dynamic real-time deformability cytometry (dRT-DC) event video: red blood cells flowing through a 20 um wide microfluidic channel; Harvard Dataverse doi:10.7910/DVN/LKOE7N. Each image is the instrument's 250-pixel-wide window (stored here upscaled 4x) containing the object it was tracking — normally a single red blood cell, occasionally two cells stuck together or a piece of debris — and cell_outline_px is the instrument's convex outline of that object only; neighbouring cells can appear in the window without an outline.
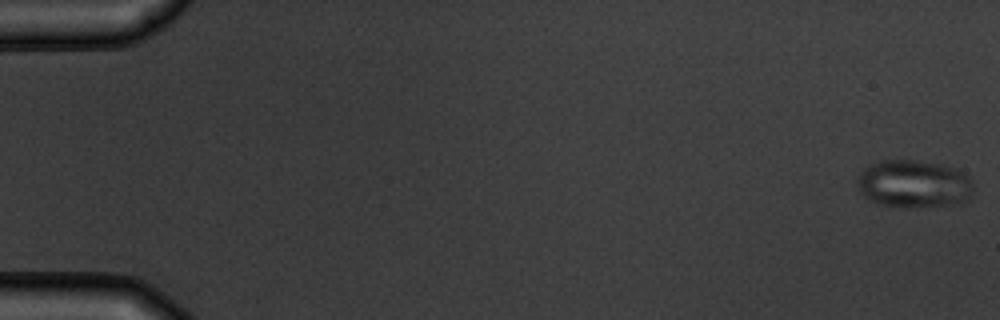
{"species": "common noctule bat (a hibernating species)", "species_latin": "Nyctalus noctula", "temperature_condition": "warm", "stored_images_in_passage": 7, "camera_frame_rate_fps": 3000, "um_per_image_px": 0.085, "animal": {"sex": "male", "body_mass_g": 19.5, "forearm_length_mm": 54.6}, "frame": {"image": 1, "passage_image": 1, "time_ms": 0.0, "image_size_px": [1000, 320], "cell_outline_px": [[972, 196], [968, 200], [960, 204], [908, 208], [904, 208], [880, 204], [864, 196], [860, 192], [856, 180], [860, 172], [868, 164], [880, 160], [920, 160], [940, 164], [956, 168], [968, 176], [972, 180]], "centroid_in_image_um": [77.68, 15.63], "position_along_channel_um": 7.3, "area_um2": 32.89}}